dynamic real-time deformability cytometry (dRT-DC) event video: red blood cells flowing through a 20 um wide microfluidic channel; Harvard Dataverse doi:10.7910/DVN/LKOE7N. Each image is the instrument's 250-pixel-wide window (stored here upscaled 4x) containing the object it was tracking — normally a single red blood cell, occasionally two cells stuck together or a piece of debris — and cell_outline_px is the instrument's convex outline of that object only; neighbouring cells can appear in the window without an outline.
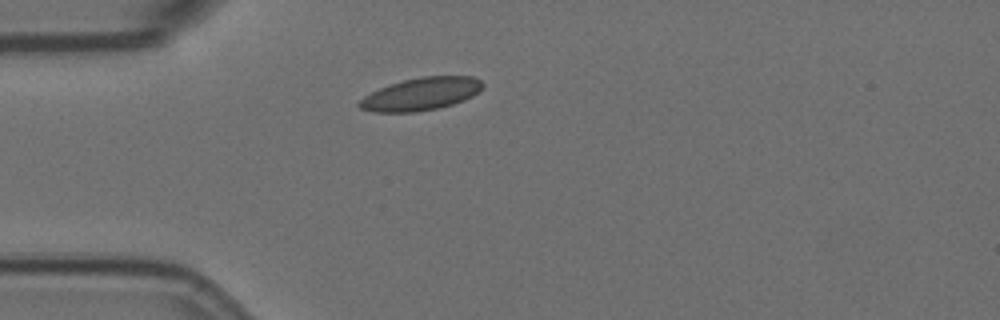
{"species": "Egyptian fruit bat (a non-hibernating species)", "species_latin": "Rousettus aegyptiacus", "temperature_condition": "room temperature", "stored_images_in_passage": 37, "camera_frame_rate_fps": 3000, "um_per_image_px": 0.085, "animal": {"sex": "female"}, "frame": {"image": 1, "passage_image": 1, "time_ms": 0.0, "image_size_px": [1000, 320], "cell_outline_px": [[484, 84], [472, 96], [464, 100], [452, 104], [436, 108], [416, 112], [372, 112], [360, 108], [356, 104], [364, 96], [380, 88], [404, 80], [420, 76], [472, 76], [480, 80]], "centroid_in_image_um": [35.76, 7.99], "position_along_channel_um": 49.2, "area_um2": 23.24}}
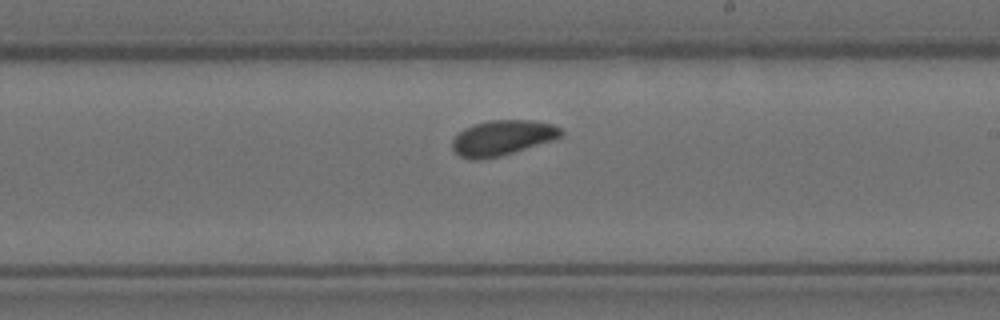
{"frame": {"image": 2, "passage_image": 19, "time_ms": 6.0, "image_size_px": [1000, 320], "cell_outline_px": [[564, 132], [560, 136], [552, 140], [500, 156], [476, 160], [468, 160], [460, 156], [452, 148], [452, 140], [464, 128], [472, 124], [488, 120], [532, 120], [552, 124], [560, 128]], "centroid_in_image_um": [42.67, 11.71], "position_along_channel_um": 246.3, "area_um2": 22.2}}
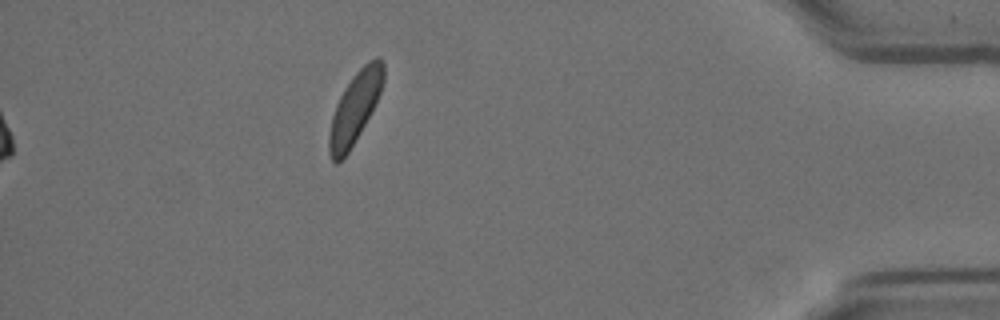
{"frame": {"image": 3, "passage_image": 37, "time_ms": 12.0, "image_size_px": [1000, 320], "cell_outline_px": [[384, 80], [380, 92], [360, 132], [348, 152], [336, 164], [332, 160], [328, 152], [328, 136], [332, 116], [336, 104], [344, 88], [352, 76], [368, 60], [376, 56], [380, 56], [384, 64]], "centroid_in_image_um": [30.15, 9.12], "position_along_channel_um": 405.0, "area_um2": 22.2}, "authors_computed_cell_mechanics": {"area_um2": 22.3108, "velocity_mm_per_s": 3.4836, "shape_relaxation_time_tau1_ms": 1.9244, "shape_relaxation_time_tau2_ms": 6.4177, "deformation_change_tau1": 0.0447, "deformation_change_tau2": 0.1006}}